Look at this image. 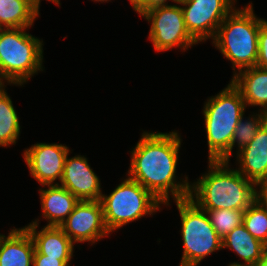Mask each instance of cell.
Instances as JSON below:
<instances>
[{"instance_id": "cell-1", "label": "cell", "mask_w": 267, "mask_h": 266, "mask_svg": "<svg viewBox=\"0 0 267 266\" xmlns=\"http://www.w3.org/2000/svg\"><path fill=\"white\" fill-rule=\"evenodd\" d=\"M179 134L143 132L131 152L129 178L151 192L164 205H169L170 195L174 201L188 198L191 185L188 177L176 183V166L179 148ZM170 191V193H169Z\"/></svg>"}, {"instance_id": "cell-2", "label": "cell", "mask_w": 267, "mask_h": 266, "mask_svg": "<svg viewBox=\"0 0 267 266\" xmlns=\"http://www.w3.org/2000/svg\"><path fill=\"white\" fill-rule=\"evenodd\" d=\"M228 161H209V171L191 186L189 198L203 210L245 211L256 199L258 187Z\"/></svg>"}, {"instance_id": "cell-3", "label": "cell", "mask_w": 267, "mask_h": 266, "mask_svg": "<svg viewBox=\"0 0 267 266\" xmlns=\"http://www.w3.org/2000/svg\"><path fill=\"white\" fill-rule=\"evenodd\" d=\"M261 22L250 3L240 10L234 9L218 27L212 44L232 62L234 74L235 67L239 72L256 66Z\"/></svg>"}, {"instance_id": "cell-4", "label": "cell", "mask_w": 267, "mask_h": 266, "mask_svg": "<svg viewBox=\"0 0 267 266\" xmlns=\"http://www.w3.org/2000/svg\"><path fill=\"white\" fill-rule=\"evenodd\" d=\"M245 107L240 91L232 82L205 103L203 114L209 161H230L231 141Z\"/></svg>"}, {"instance_id": "cell-5", "label": "cell", "mask_w": 267, "mask_h": 266, "mask_svg": "<svg viewBox=\"0 0 267 266\" xmlns=\"http://www.w3.org/2000/svg\"><path fill=\"white\" fill-rule=\"evenodd\" d=\"M27 28H0V75L17 86L42 71L43 41Z\"/></svg>"}, {"instance_id": "cell-6", "label": "cell", "mask_w": 267, "mask_h": 266, "mask_svg": "<svg viewBox=\"0 0 267 266\" xmlns=\"http://www.w3.org/2000/svg\"><path fill=\"white\" fill-rule=\"evenodd\" d=\"M181 217L183 255L179 266H196L207 255L222 249V239L210 223L205 210L189 197L175 200Z\"/></svg>"}, {"instance_id": "cell-7", "label": "cell", "mask_w": 267, "mask_h": 266, "mask_svg": "<svg viewBox=\"0 0 267 266\" xmlns=\"http://www.w3.org/2000/svg\"><path fill=\"white\" fill-rule=\"evenodd\" d=\"M100 201L104 223L110 233L146 214H153L163 204L146 188L129 177L110 195L102 194Z\"/></svg>"}, {"instance_id": "cell-8", "label": "cell", "mask_w": 267, "mask_h": 266, "mask_svg": "<svg viewBox=\"0 0 267 266\" xmlns=\"http://www.w3.org/2000/svg\"><path fill=\"white\" fill-rule=\"evenodd\" d=\"M151 22L149 38L156 51H168L173 47L188 49L197 42L186 29L182 7L165 5L153 8L142 15Z\"/></svg>"}, {"instance_id": "cell-9", "label": "cell", "mask_w": 267, "mask_h": 266, "mask_svg": "<svg viewBox=\"0 0 267 266\" xmlns=\"http://www.w3.org/2000/svg\"><path fill=\"white\" fill-rule=\"evenodd\" d=\"M236 0H187L179 3L191 37L198 43L212 39L223 20L236 8Z\"/></svg>"}, {"instance_id": "cell-10", "label": "cell", "mask_w": 267, "mask_h": 266, "mask_svg": "<svg viewBox=\"0 0 267 266\" xmlns=\"http://www.w3.org/2000/svg\"><path fill=\"white\" fill-rule=\"evenodd\" d=\"M60 228L73 243L91 241L93 244L110 233L104 223L100 200H79Z\"/></svg>"}, {"instance_id": "cell-11", "label": "cell", "mask_w": 267, "mask_h": 266, "mask_svg": "<svg viewBox=\"0 0 267 266\" xmlns=\"http://www.w3.org/2000/svg\"><path fill=\"white\" fill-rule=\"evenodd\" d=\"M69 148L62 144L37 143L26 149L23 156L31 175L42 185L61 181Z\"/></svg>"}, {"instance_id": "cell-12", "label": "cell", "mask_w": 267, "mask_h": 266, "mask_svg": "<svg viewBox=\"0 0 267 266\" xmlns=\"http://www.w3.org/2000/svg\"><path fill=\"white\" fill-rule=\"evenodd\" d=\"M61 186L79 200L98 201L101 199L99 177L94 173L84 156L65 158Z\"/></svg>"}, {"instance_id": "cell-13", "label": "cell", "mask_w": 267, "mask_h": 266, "mask_svg": "<svg viewBox=\"0 0 267 266\" xmlns=\"http://www.w3.org/2000/svg\"><path fill=\"white\" fill-rule=\"evenodd\" d=\"M38 225L36 220L24 227L34 242V254H42L57 260H71L74 243L63 230L57 226H44L37 232Z\"/></svg>"}, {"instance_id": "cell-14", "label": "cell", "mask_w": 267, "mask_h": 266, "mask_svg": "<svg viewBox=\"0 0 267 266\" xmlns=\"http://www.w3.org/2000/svg\"><path fill=\"white\" fill-rule=\"evenodd\" d=\"M238 171L257 186L267 178V124L264 123L256 137L242 150L237 151Z\"/></svg>"}, {"instance_id": "cell-15", "label": "cell", "mask_w": 267, "mask_h": 266, "mask_svg": "<svg viewBox=\"0 0 267 266\" xmlns=\"http://www.w3.org/2000/svg\"><path fill=\"white\" fill-rule=\"evenodd\" d=\"M44 186H48V189H40L39 192L43 217L48 220L46 226L60 227L79 199L58 183Z\"/></svg>"}, {"instance_id": "cell-16", "label": "cell", "mask_w": 267, "mask_h": 266, "mask_svg": "<svg viewBox=\"0 0 267 266\" xmlns=\"http://www.w3.org/2000/svg\"><path fill=\"white\" fill-rule=\"evenodd\" d=\"M34 242L23 227L12 229L0 238V266H31L34 257Z\"/></svg>"}, {"instance_id": "cell-17", "label": "cell", "mask_w": 267, "mask_h": 266, "mask_svg": "<svg viewBox=\"0 0 267 266\" xmlns=\"http://www.w3.org/2000/svg\"><path fill=\"white\" fill-rule=\"evenodd\" d=\"M233 85L240 91L248 106H261L267 110V70L257 66L246 68L234 74Z\"/></svg>"}, {"instance_id": "cell-18", "label": "cell", "mask_w": 267, "mask_h": 266, "mask_svg": "<svg viewBox=\"0 0 267 266\" xmlns=\"http://www.w3.org/2000/svg\"><path fill=\"white\" fill-rule=\"evenodd\" d=\"M222 248H230L245 261L256 266L267 246L255 239L243 224L234 228L222 239Z\"/></svg>"}, {"instance_id": "cell-19", "label": "cell", "mask_w": 267, "mask_h": 266, "mask_svg": "<svg viewBox=\"0 0 267 266\" xmlns=\"http://www.w3.org/2000/svg\"><path fill=\"white\" fill-rule=\"evenodd\" d=\"M38 15L30 0H0V28H29Z\"/></svg>"}, {"instance_id": "cell-20", "label": "cell", "mask_w": 267, "mask_h": 266, "mask_svg": "<svg viewBox=\"0 0 267 266\" xmlns=\"http://www.w3.org/2000/svg\"><path fill=\"white\" fill-rule=\"evenodd\" d=\"M13 103L5 91L0 87V146L16 144L20 134V123Z\"/></svg>"}, {"instance_id": "cell-21", "label": "cell", "mask_w": 267, "mask_h": 266, "mask_svg": "<svg viewBox=\"0 0 267 266\" xmlns=\"http://www.w3.org/2000/svg\"><path fill=\"white\" fill-rule=\"evenodd\" d=\"M248 232L267 246V206L256 199L243 213V223Z\"/></svg>"}, {"instance_id": "cell-22", "label": "cell", "mask_w": 267, "mask_h": 266, "mask_svg": "<svg viewBox=\"0 0 267 266\" xmlns=\"http://www.w3.org/2000/svg\"><path fill=\"white\" fill-rule=\"evenodd\" d=\"M205 211L221 239H224L228 233L243 223L244 211L242 210L217 209Z\"/></svg>"}, {"instance_id": "cell-23", "label": "cell", "mask_w": 267, "mask_h": 266, "mask_svg": "<svg viewBox=\"0 0 267 266\" xmlns=\"http://www.w3.org/2000/svg\"><path fill=\"white\" fill-rule=\"evenodd\" d=\"M243 119L242 116L234 131L231 141L230 157L232 156V149L236 142L238 144V150L240 151L256 137L257 132L265 123V112L261 111L260 114L252 115V118L250 117L244 122Z\"/></svg>"}, {"instance_id": "cell-24", "label": "cell", "mask_w": 267, "mask_h": 266, "mask_svg": "<svg viewBox=\"0 0 267 266\" xmlns=\"http://www.w3.org/2000/svg\"><path fill=\"white\" fill-rule=\"evenodd\" d=\"M258 60L256 66L267 70V21L262 19L258 35Z\"/></svg>"}, {"instance_id": "cell-25", "label": "cell", "mask_w": 267, "mask_h": 266, "mask_svg": "<svg viewBox=\"0 0 267 266\" xmlns=\"http://www.w3.org/2000/svg\"><path fill=\"white\" fill-rule=\"evenodd\" d=\"M133 6V9L142 16L145 12L167 5V0H129ZM177 3V0H172Z\"/></svg>"}, {"instance_id": "cell-26", "label": "cell", "mask_w": 267, "mask_h": 266, "mask_svg": "<svg viewBox=\"0 0 267 266\" xmlns=\"http://www.w3.org/2000/svg\"><path fill=\"white\" fill-rule=\"evenodd\" d=\"M70 260H57L42 254H34L32 266H69Z\"/></svg>"}, {"instance_id": "cell-27", "label": "cell", "mask_w": 267, "mask_h": 266, "mask_svg": "<svg viewBox=\"0 0 267 266\" xmlns=\"http://www.w3.org/2000/svg\"><path fill=\"white\" fill-rule=\"evenodd\" d=\"M260 190L257 191V198L260 199L267 206V178L259 185Z\"/></svg>"}, {"instance_id": "cell-28", "label": "cell", "mask_w": 267, "mask_h": 266, "mask_svg": "<svg viewBox=\"0 0 267 266\" xmlns=\"http://www.w3.org/2000/svg\"><path fill=\"white\" fill-rule=\"evenodd\" d=\"M256 266H267V249L263 252Z\"/></svg>"}, {"instance_id": "cell-29", "label": "cell", "mask_w": 267, "mask_h": 266, "mask_svg": "<svg viewBox=\"0 0 267 266\" xmlns=\"http://www.w3.org/2000/svg\"><path fill=\"white\" fill-rule=\"evenodd\" d=\"M30 1L39 8L41 0H30ZM47 1H52L53 3H56L57 5H59L55 0H47Z\"/></svg>"}, {"instance_id": "cell-30", "label": "cell", "mask_w": 267, "mask_h": 266, "mask_svg": "<svg viewBox=\"0 0 267 266\" xmlns=\"http://www.w3.org/2000/svg\"><path fill=\"white\" fill-rule=\"evenodd\" d=\"M229 266H254V265H245L244 263H238V262H234V263H231Z\"/></svg>"}, {"instance_id": "cell-31", "label": "cell", "mask_w": 267, "mask_h": 266, "mask_svg": "<svg viewBox=\"0 0 267 266\" xmlns=\"http://www.w3.org/2000/svg\"><path fill=\"white\" fill-rule=\"evenodd\" d=\"M2 86H4V82H3V79H2V77L0 75V87H2Z\"/></svg>"}, {"instance_id": "cell-32", "label": "cell", "mask_w": 267, "mask_h": 266, "mask_svg": "<svg viewBox=\"0 0 267 266\" xmlns=\"http://www.w3.org/2000/svg\"><path fill=\"white\" fill-rule=\"evenodd\" d=\"M265 123L267 124V110L265 111Z\"/></svg>"}, {"instance_id": "cell-33", "label": "cell", "mask_w": 267, "mask_h": 266, "mask_svg": "<svg viewBox=\"0 0 267 266\" xmlns=\"http://www.w3.org/2000/svg\"><path fill=\"white\" fill-rule=\"evenodd\" d=\"M184 1H187V0H177V4L182 3Z\"/></svg>"}, {"instance_id": "cell-34", "label": "cell", "mask_w": 267, "mask_h": 266, "mask_svg": "<svg viewBox=\"0 0 267 266\" xmlns=\"http://www.w3.org/2000/svg\"><path fill=\"white\" fill-rule=\"evenodd\" d=\"M94 1H98V2H106V1H108V0H94Z\"/></svg>"}]
</instances>
